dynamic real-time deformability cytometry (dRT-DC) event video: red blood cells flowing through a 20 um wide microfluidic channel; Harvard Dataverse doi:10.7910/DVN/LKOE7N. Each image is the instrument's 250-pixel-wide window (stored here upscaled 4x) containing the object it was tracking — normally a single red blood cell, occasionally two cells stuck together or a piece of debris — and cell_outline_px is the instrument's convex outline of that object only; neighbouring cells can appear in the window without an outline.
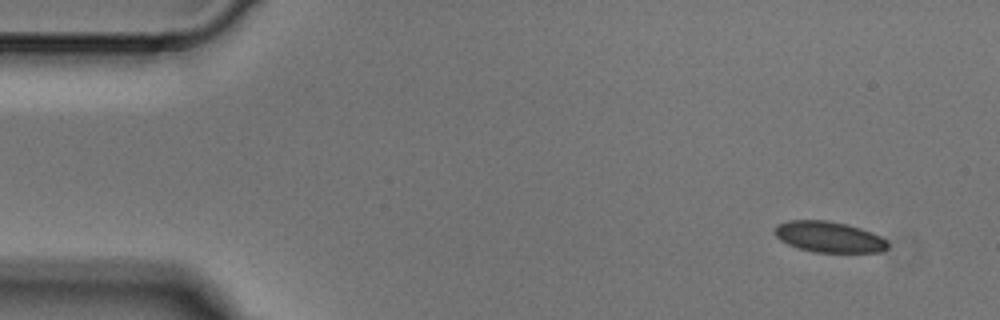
{"species": "Egyptian fruit bat (a non-hibernating species)", "species_latin": "Rousettus aegyptiacus", "temperature_condition": "cold", "stored_images_in_passage": 5, "segment_of_instrument_passage": [2, 2], "camera_frame_rate_fps": 3000, "um_per_image_px": 0.085, "animal": {"sex": "male"}, "frame": {"image": 1, "passage_image": 5, "time_ms": 1.333, "image_size_px": [1000, 320], "cell_outline_px": [[888, 248], [880, 252], [816, 252], [800, 248], [788, 244], [780, 240], [776, 236], [776, 224], [788, 220], [828, 220], [848, 224], [872, 232], [888, 240]], "centroid_in_image_um": [70.49, 20.13], "position_along_channel_um": 14.5, "area_um2": 20.35}}